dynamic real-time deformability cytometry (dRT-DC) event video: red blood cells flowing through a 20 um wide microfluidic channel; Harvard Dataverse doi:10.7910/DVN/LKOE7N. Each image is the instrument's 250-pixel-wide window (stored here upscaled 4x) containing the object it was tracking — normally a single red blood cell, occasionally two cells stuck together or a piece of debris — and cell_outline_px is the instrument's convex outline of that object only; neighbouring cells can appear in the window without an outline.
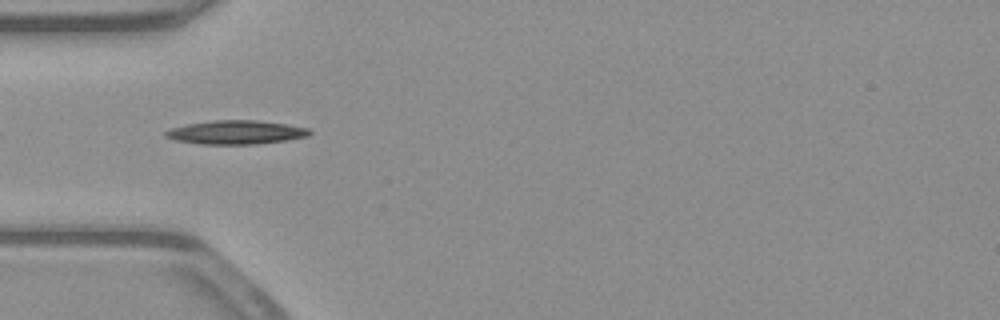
{"species": "common noctule bat (a hibernating species)", "species_latin": "Nyctalus noctula", "temperature_condition": "warm", "stored_images_in_passage": 38, "camera_frame_rate_fps": 3000, "um_per_image_px": 0.085, "animal": {"sex": "male", "body_mass_g": 23.1, "forearm_length_mm": 52.7}, "frame": {"image": 1, "passage_image": 2, "time_ms": 0.333, "image_size_px": [1000, 320], "cell_outline_px": [[312, 132], [308, 136], [284, 140], [256, 144], [200, 144], [176, 140], [164, 136], [164, 132], [172, 128], [188, 124], [212, 120], [256, 120], [284, 124], [308, 128]], "centroid_in_image_um": [20.04, 11.24], "position_along_channel_um": 65.0, "area_um2": 19.71}}
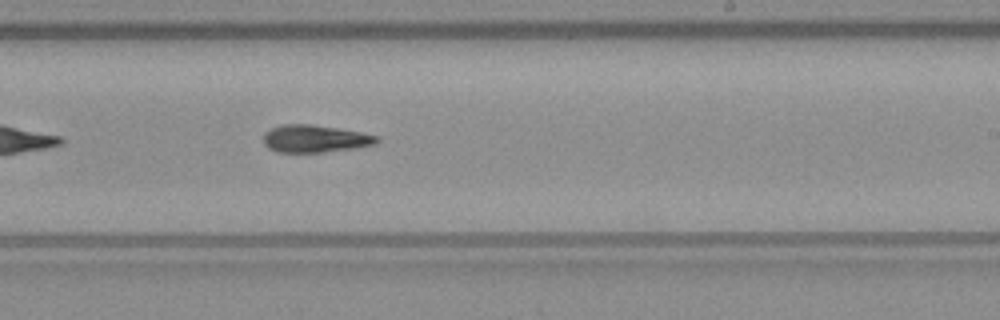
{"frame": {"image": 2, "passage_image": 17, "time_ms": 5.333, "image_size_px": [1000, 320], "cell_outline_px": [[380, 140], [376, 144], [356, 148], [320, 152], [276, 152], [268, 148], [264, 144], [264, 132], [268, 128], [284, 124], [312, 124], [360, 132], [376, 136]], "centroid_in_image_um": [26.73, 11.78], "position_along_channel_um": 262.3, "area_um2": 18.15}}
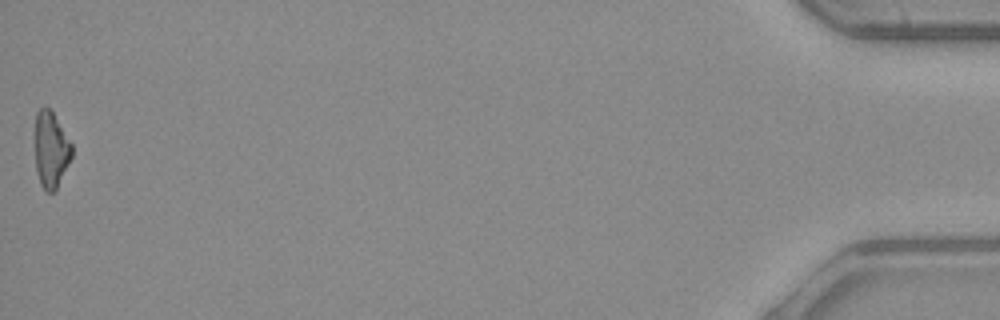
{"frame": {"image": 3, "passage_image": 38, "time_ms": 12.333, "image_size_px": [1000, 320], "cell_outline_px": [[72, 156], [56, 188], [52, 192], [44, 192], [40, 184], [36, 172], [36, 112], [40, 108], [48, 108], [52, 112], [72, 144]], "centroid_in_image_um": [4.33, 12.76], "position_along_channel_um": 430.9, "area_um2": 15.95}, "authors_computed_cell_mechanics": {"area_um2": 17.7446, "velocity_mm_per_s": 3.9347, "shape_relaxation_time_tau1_ms": 4.3563, "shape_relaxation_time_tau2_ms": 8.9615, "deformation_change_tau1": 0.2008, "deformation_change_tau2": 0.2443}}